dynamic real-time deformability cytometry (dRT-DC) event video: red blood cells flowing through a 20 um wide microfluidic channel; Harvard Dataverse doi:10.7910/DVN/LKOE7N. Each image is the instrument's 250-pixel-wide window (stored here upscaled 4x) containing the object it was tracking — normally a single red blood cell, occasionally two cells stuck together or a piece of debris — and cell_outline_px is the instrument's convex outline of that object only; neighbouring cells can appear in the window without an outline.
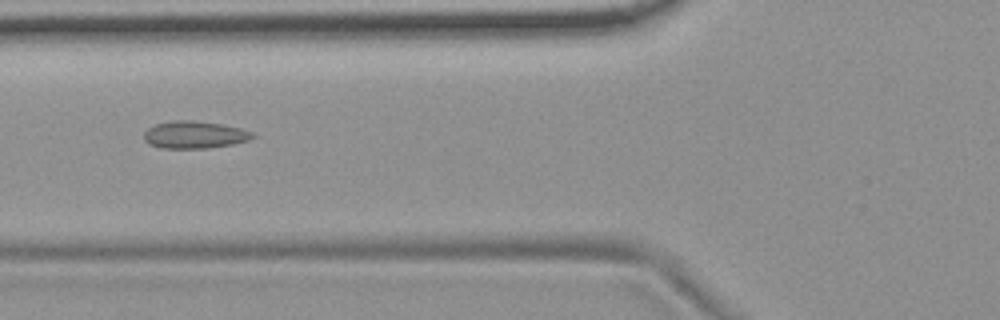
{"species": "common noctule bat (a hibernating species)", "species_latin": "Nyctalus noctula", "temperature_condition": "room temperature", "stored_images_in_passage": 10, "camera_frame_rate_fps": 3000, "um_per_image_px": 0.085, "animal": {"sex": "female", "body_mass_g": 19.9}, "frame": {"image": 1, "passage_image": 5, "time_ms": 1.333, "image_size_px": [1000, 320], "cell_outline_px": [[256, 136], [248, 140], [232, 144], [208, 148], [160, 148], [148, 144], [144, 140], [144, 132], [148, 128], [156, 124], [172, 120], [192, 120], [220, 124], [240, 128], [252, 132]], "centroid_in_image_um": [16.5, 11.46], "position_along_channel_um": 109.3, "area_um2": 17.28}}
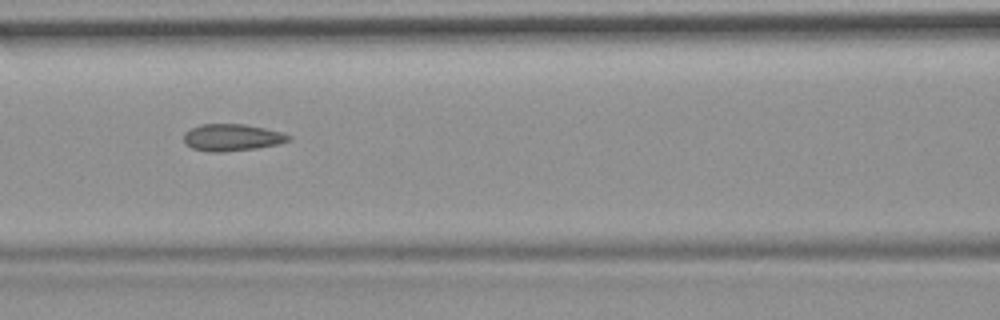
{"frame": {"image": 2, "passage_image": 6, "time_ms": 1.667, "image_size_px": [1000, 320], "cell_outline_px": [[292, 140], [276, 144], [256, 148], [224, 152], [208, 152], [192, 148], [184, 144], [184, 132], [200, 124], [244, 124], [264, 128], [280, 132], [292, 136]], "centroid_in_image_um": [19.69, 11.69], "position_along_channel_um": 146.9, "area_um2": 16.47}}